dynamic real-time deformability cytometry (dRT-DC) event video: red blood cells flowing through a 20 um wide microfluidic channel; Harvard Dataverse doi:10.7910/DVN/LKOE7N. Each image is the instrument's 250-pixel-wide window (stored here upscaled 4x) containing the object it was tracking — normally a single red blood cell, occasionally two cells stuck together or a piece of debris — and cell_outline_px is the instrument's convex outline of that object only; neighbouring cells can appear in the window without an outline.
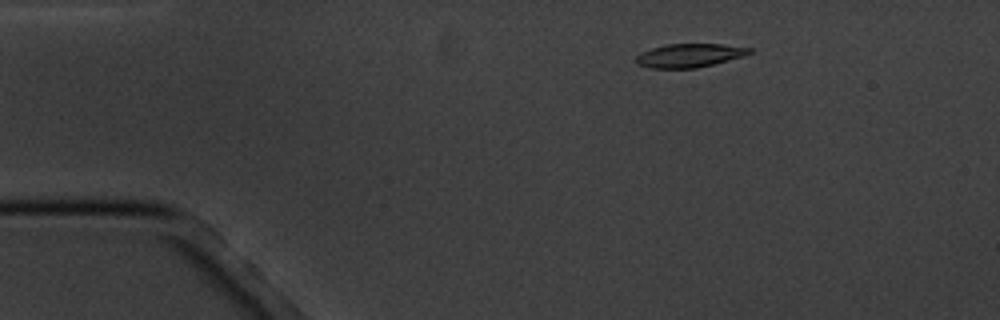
{"species": "common noctule bat (a hibernating species)", "species_latin": "Nyctalus noctula", "temperature_condition": "cold", "stored_images_in_passage": 4, "camera_frame_rate_fps": 3000, "um_per_image_px": 0.085, "animal": {"sex": "male", "body_mass_g": 20.1, "forearm_length_mm": 53.5}, "frame": {"image": 1, "passage_image": 3, "time_ms": 2.333, "image_size_px": [1000, 320], "cell_outline_px": [[752, 52], [744, 56], [696, 68], [652, 68], [636, 64], [632, 60], [640, 52], [652, 48], [668, 44], [720, 44], [752, 48]], "centroid_in_image_um": [58.55, 4.71], "position_along_channel_um": 26.5, "area_um2": 15.61}}